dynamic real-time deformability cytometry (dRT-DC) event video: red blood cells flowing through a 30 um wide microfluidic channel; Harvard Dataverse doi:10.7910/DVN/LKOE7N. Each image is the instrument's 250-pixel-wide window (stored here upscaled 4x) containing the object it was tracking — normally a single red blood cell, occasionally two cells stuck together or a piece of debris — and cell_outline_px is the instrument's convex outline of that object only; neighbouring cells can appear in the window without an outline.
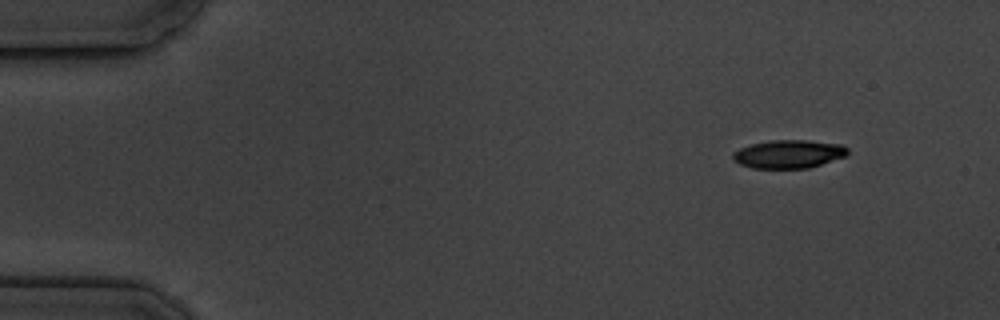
{"species": "common noctule bat (a hibernating species)", "species_latin": "Nyctalus noctula", "temperature_condition": "cold", "stored_images_in_passage": 4, "camera_frame_rate_fps": 3000, "um_per_image_px": 0.085, "animal": {"sex": "male", "body_mass_g": 19.5, "forearm_length_mm": 54.6}, "frame": {"image": 1, "passage_image": 1, "time_ms": 0.0, "image_size_px": [1000, 320], "cell_outline_px": [[848, 152], [844, 156], [808, 168], [752, 168], [740, 164], [732, 160], [732, 152], [740, 148], [752, 144], [768, 140], [808, 140], [840, 144], [848, 148]], "centroid_in_image_um": [66.99, 13.09], "position_along_channel_um": 18.0, "area_um2": 18.84}}
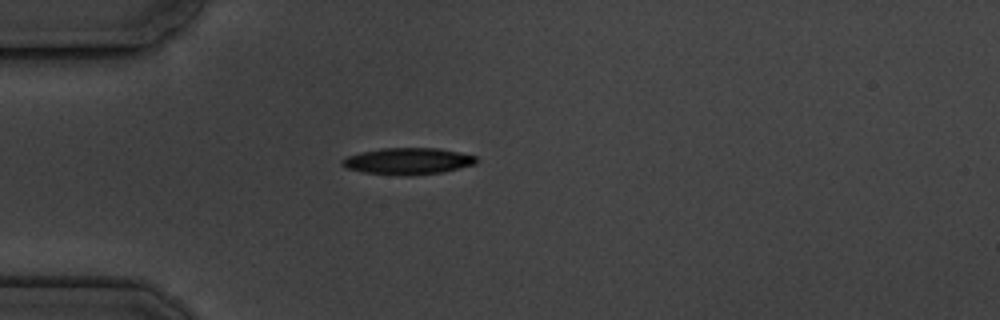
{"frame": {"image": 2, "passage_image": 4, "time_ms": 3.333, "image_size_px": [1000, 320], "cell_outline_px": [[480, 160], [476, 164], [444, 172], [408, 176], [364, 172], [344, 168], [340, 164], [340, 160], [348, 156], [360, 152], [384, 148], [440, 148], [460, 152], [476, 156]], "centroid_in_image_um": [34.7, 13.7], "position_along_channel_um": 50.3, "area_um2": 21.04}}